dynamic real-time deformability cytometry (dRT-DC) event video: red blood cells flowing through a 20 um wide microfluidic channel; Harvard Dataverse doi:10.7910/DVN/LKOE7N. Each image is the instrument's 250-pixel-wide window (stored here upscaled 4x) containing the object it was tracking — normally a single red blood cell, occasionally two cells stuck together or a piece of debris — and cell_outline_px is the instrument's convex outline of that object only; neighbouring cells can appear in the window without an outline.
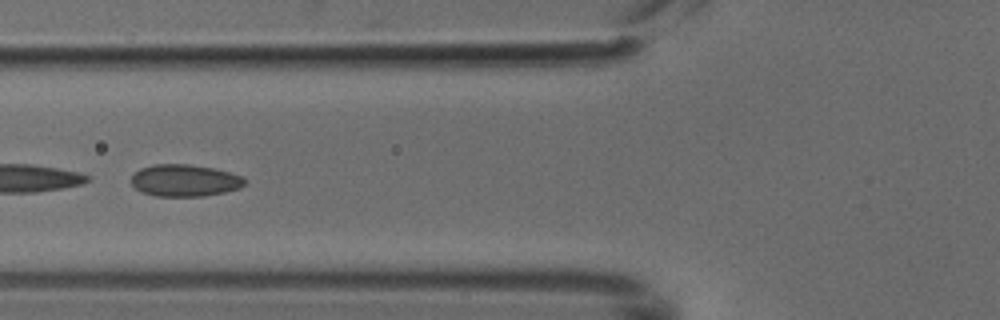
{"species": "common noctule bat (a hibernating species)", "species_latin": "Nyctalus noctula", "temperature_condition": "cold", "stored_images_in_passage": 5, "camera_frame_rate_fps": 3000, "um_per_image_px": 0.085, "animal": {"sex": "male", "body_mass_g": 18.8}, "frame": {"image": 1, "passage_image": 4, "time_ms": 1.0, "image_size_px": [1000, 320], "cell_outline_px": [[248, 180], [240, 188], [224, 192], [204, 196], [156, 196], [140, 192], [132, 184], [132, 176], [140, 168], [156, 164], [188, 164], [212, 168], [244, 176]], "centroid_in_image_um": [15.72, 15.34], "position_along_channel_um": 110.1, "area_um2": 21.15}}
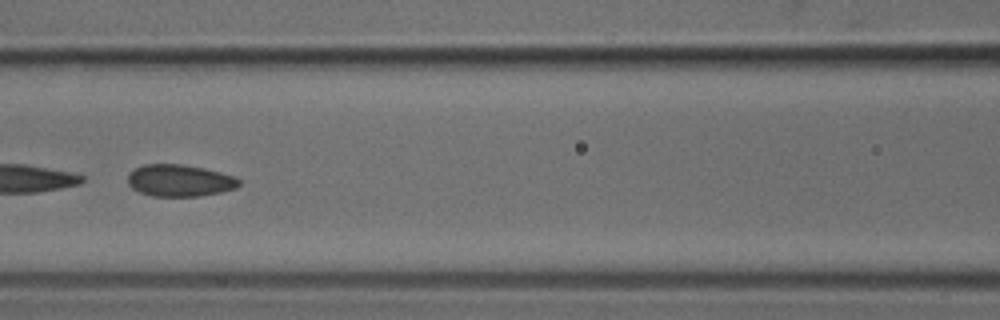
{"frame": {"image": 2, "passage_image": 5, "time_ms": 1.333, "image_size_px": [1000, 320], "cell_outline_px": [[240, 184], [236, 188], [220, 192], [200, 196], [152, 196], [140, 192], [132, 188], [128, 184], [128, 172], [144, 164], [180, 164], [204, 168], [236, 176], [240, 180]], "centroid_in_image_um": [15.27, 15.34], "position_along_channel_um": 151.3, "area_um2": 20.75}}